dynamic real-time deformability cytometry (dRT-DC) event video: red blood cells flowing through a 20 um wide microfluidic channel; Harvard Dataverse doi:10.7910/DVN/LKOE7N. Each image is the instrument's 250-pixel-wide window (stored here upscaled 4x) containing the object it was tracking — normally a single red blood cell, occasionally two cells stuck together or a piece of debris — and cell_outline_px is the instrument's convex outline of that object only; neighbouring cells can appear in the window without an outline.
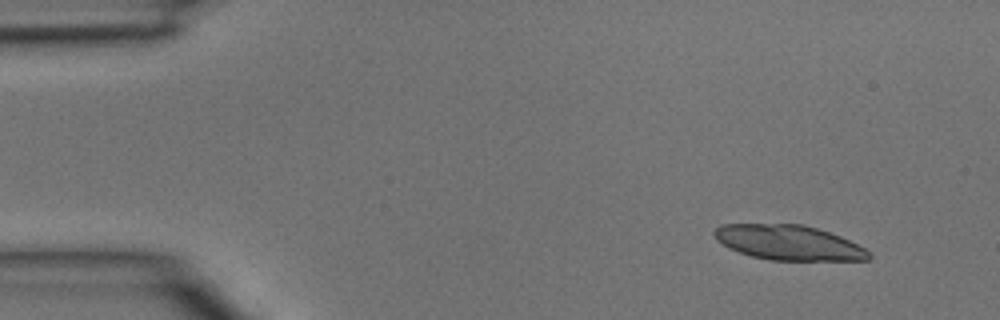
{"species": "common noctule bat (a hibernating species)", "species_latin": "Nyctalus noctula", "temperature_condition": "room temperature", "stored_images_in_passage": 4, "segment_of_instrument_passage": [2, 2], "camera_frame_rate_fps": 3000, "um_per_image_px": 0.085, "animal": {"sex": "male", "body_mass_g": 15.6}, "frame": {"image": 1, "passage_image": 4, "time_ms": 1.0, "image_size_px": [1000, 320], "cell_outline_px": [[872, 256], [868, 260], [768, 260], [752, 256], [728, 248], [716, 240], [712, 232], [720, 224], [804, 224], [840, 236], [864, 248]], "centroid_in_image_um": [66.99, 20.62], "position_along_channel_um": 18.0, "area_um2": 31.33}}